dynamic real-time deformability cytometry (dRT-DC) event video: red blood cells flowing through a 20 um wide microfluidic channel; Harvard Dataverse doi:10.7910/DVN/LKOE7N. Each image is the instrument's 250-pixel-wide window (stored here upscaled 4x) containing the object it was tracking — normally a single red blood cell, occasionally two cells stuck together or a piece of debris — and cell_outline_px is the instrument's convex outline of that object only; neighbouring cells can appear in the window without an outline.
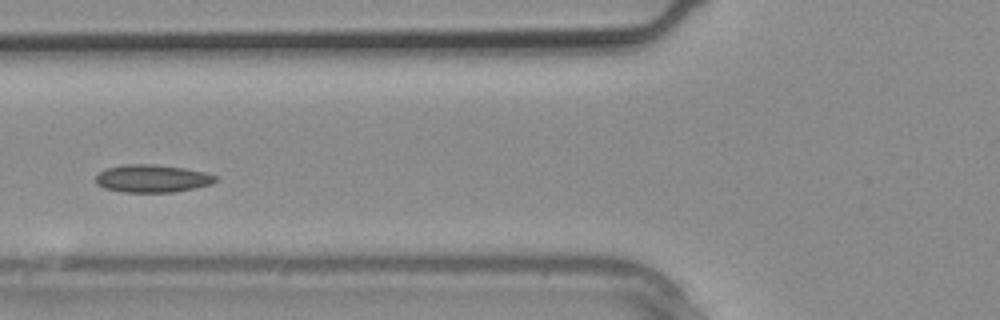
{"species": "common noctule bat (a hibernating species)", "species_latin": "Nyctalus noctula", "temperature_condition": "warm", "stored_images_in_passage": 15, "camera_frame_rate_fps": 3000, "um_per_image_px": 0.085, "animal": {"sex": "male", "body_mass_g": 20.4}, "frame": {"image": 1, "passage_image": 5, "time_ms": 1.333, "image_size_px": [1000, 320], "cell_outline_px": [[220, 176], [212, 184], [172, 192], [124, 192], [104, 188], [96, 184], [96, 176], [100, 172], [108, 168], [124, 164], [152, 164], [184, 168], [204, 172]], "centroid_in_image_um": [12.95, 15.17], "position_along_channel_um": 112.9, "area_um2": 19.25}}